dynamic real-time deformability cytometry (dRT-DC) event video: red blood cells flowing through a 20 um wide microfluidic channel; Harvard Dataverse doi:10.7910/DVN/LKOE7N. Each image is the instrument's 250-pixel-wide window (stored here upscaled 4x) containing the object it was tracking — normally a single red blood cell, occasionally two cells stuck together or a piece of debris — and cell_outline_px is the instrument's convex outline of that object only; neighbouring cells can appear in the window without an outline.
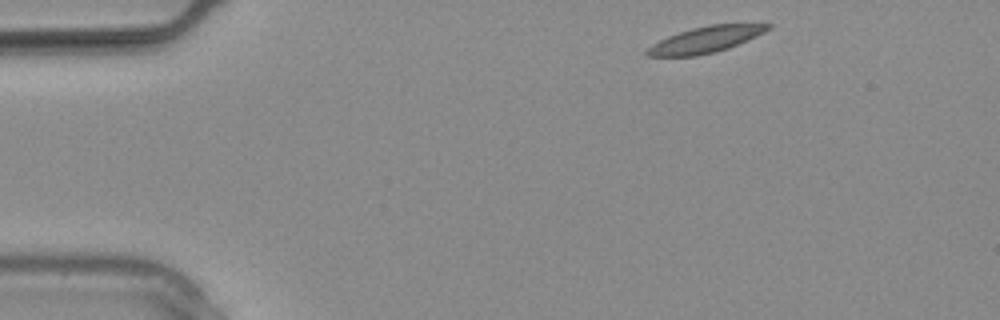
{"species": "common noctule bat (a hibernating species)", "species_latin": "Nyctalus noctula", "temperature_condition": "warm", "stored_images_in_passage": 7, "camera_frame_rate_fps": 3000, "um_per_image_px": 0.085, "animal": {"sex": "male", "body_mass_g": 20.4}, "frame": {"image": 1, "passage_image": 1, "time_ms": 0.0, "image_size_px": [1000, 320], "cell_outline_px": [[772, 28], [756, 36], [728, 48], [716, 52], [696, 56], [644, 56], [644, 52], [652, 44], [668, 36], [692, 28], [708, 24], [772, 24]], "centroid_in_image_um": [59.95, 3.37], "position_along_channel_um": 25.0, "area_um2": 18.32}}
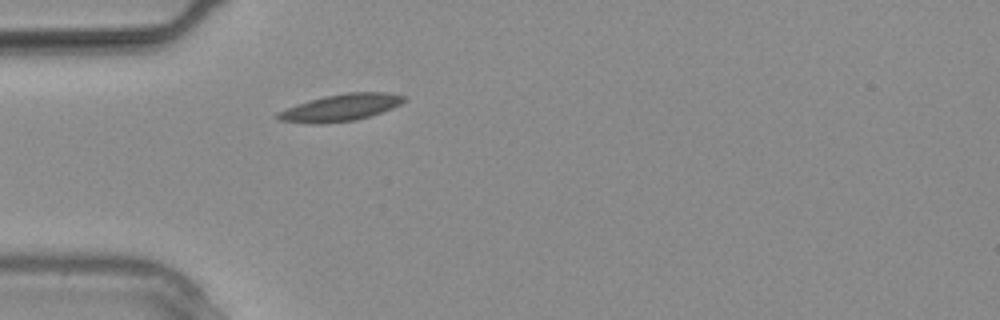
{"frame": {"image": 2, "passage_image": 5, "time_ms": 1.333, "image_size_px": [1000, 320], "cell_outline_px": [[408, 100], [392, 108], [356, 120], [324, 124], [304, 124], [280, 120], [276, 116], [276, 112], [296, 104], [324, 96], [348, 92], [384, 92], [408, 96]], "centroid_in_image_um": [28.95, 9.15], "position_along_channel_um": 56.1, "area_um2": 20.0}}